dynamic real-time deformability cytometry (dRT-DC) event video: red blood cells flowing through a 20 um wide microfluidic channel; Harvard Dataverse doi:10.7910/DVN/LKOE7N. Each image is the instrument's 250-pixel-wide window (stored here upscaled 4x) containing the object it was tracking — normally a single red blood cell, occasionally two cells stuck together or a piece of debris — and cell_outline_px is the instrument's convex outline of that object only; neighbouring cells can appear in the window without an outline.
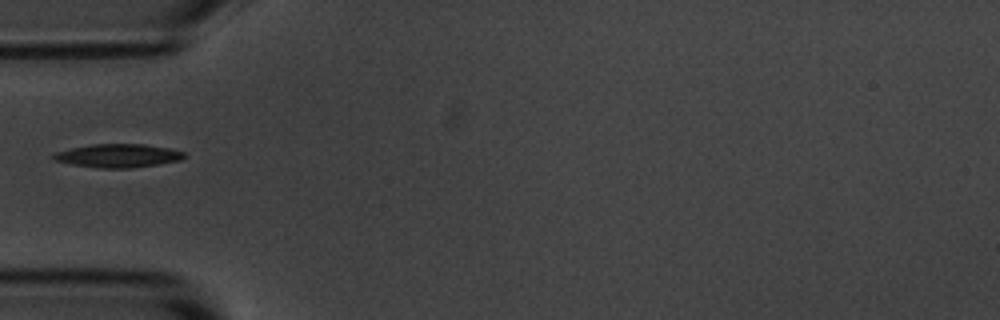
{"species": "common noctule bat (a hibernating species)", "species_latin": "Nyctalus noctula", "temperature_condition": "room temperature", "stored_images_in_passage": 38, "camera_frame_rate_fps": 3000, "um_per_image_px": 0.085, "animal": {"sex": "male", "body_mass_g": 20.1, "forearm_length_mm": 53.5}, "frame": {"image": 1, "passage_image": 1, "time_ms": 0.0, "image_size_px": [1000, 320], "cell_outline_px": [[184, 156], [180, 160], [132, 168], [100, 168], [72, 164], [56, 160], [52, 156], [56, 152], [72, 148], [92, 144], [144, 144], [168, 148], [184, 152]], "centroid_in_image_um": [10.04, 13.23], "position_along_channel_um": 75.0, "area_um2": 17.51}}
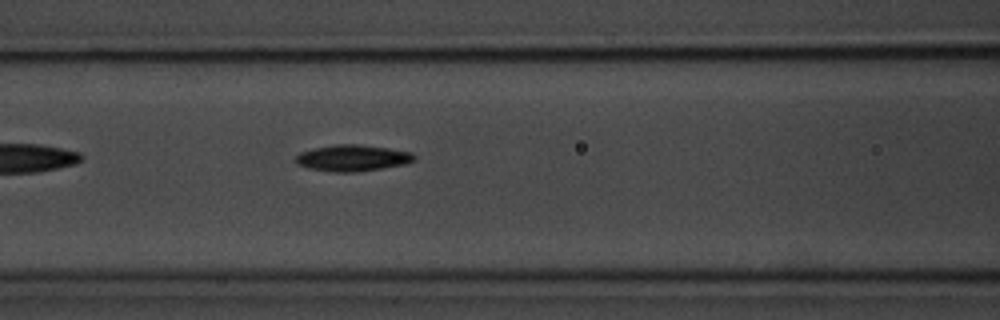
{"frame": {"image": 2, "passage_image": 6, "time_ms": 1.667, "image_size_px": [1000, 320], "cell_outline_px": [[416, 160], [404, 164], [356, 172], [336, 172], [308, 168], [296, 164], [296, 156], [300, 152], [312, 148], [336, 144], [356, 144], [388, 148], [412, 152], [416, 156]], "centroid_in_image_um": [29.95, 13.42], "position_along_channel_um": 136.6, "area_um2": 18.15}}
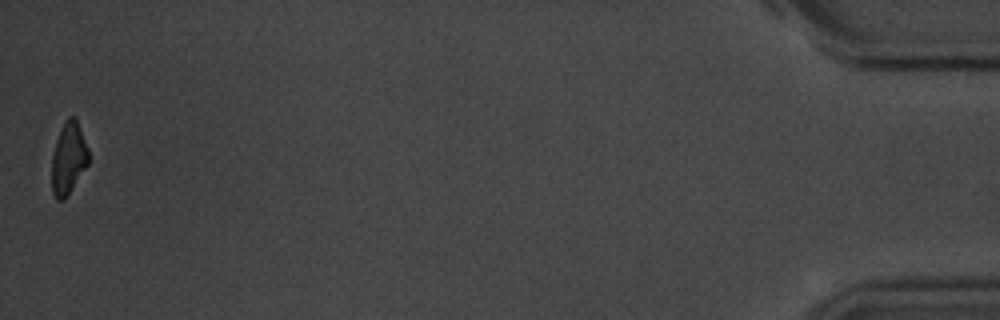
{"frame": {"image": 3, "passage_image": 38, "time_ms": 12.333, "image_size_px": [1000, 320], "cell_outline_px": [[88, 164], [64, 200], [56, 200], [52, 192], [52, 156], [56, 140], [68, 116], [76, 116], [88, 148]], "centroid_in_image_um": [5.82, 13.45], "position_along_channel_um": 429.4, "area_um2": 15.26}}